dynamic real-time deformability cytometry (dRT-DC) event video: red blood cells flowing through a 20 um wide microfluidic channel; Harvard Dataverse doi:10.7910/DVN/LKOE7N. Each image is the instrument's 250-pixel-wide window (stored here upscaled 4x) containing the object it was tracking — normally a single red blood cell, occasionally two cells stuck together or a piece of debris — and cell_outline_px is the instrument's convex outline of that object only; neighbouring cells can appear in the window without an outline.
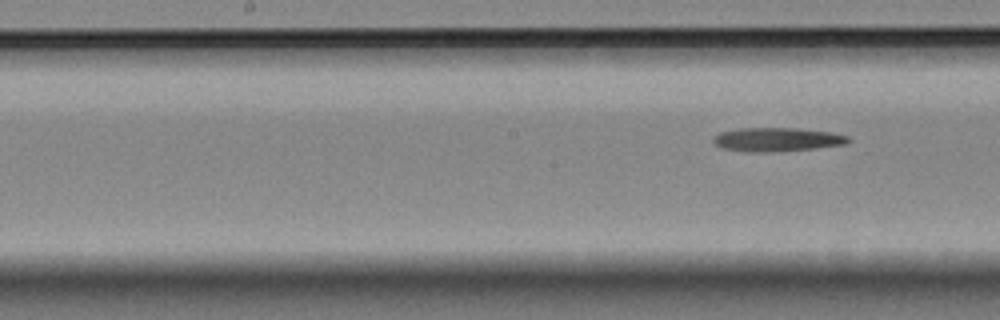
{"species": "Egyptian fruit bat (a non-hibernating species)", "species_latin": "Rousettus aegyptiacus", "temperature_condition": "room temperature", "stored_images_in_passage": 7, "segment_of_instrument_passage": [2, 2], "camera_frame_rate_fps": 3000, "um_per_image_px": 0.085, "animal": {"sex": "female"}, "frame": {"image": 1, "passage_image": 7, "time_ms": 2.0, "image_size_px": [1000, 320], "cell_outline_px": [[852, 140], [844, 144], [816, 148], [772, 152], [744, 152], [724, 148], [716, 144], [712, 140], [720, 132], [740, 128], [796, 128], [832, 132], [848, 136]], "centroid_in_image_um": [66.07, 11.86], "position_along_channel_um": 182.1, "area_um2": 18.67}}